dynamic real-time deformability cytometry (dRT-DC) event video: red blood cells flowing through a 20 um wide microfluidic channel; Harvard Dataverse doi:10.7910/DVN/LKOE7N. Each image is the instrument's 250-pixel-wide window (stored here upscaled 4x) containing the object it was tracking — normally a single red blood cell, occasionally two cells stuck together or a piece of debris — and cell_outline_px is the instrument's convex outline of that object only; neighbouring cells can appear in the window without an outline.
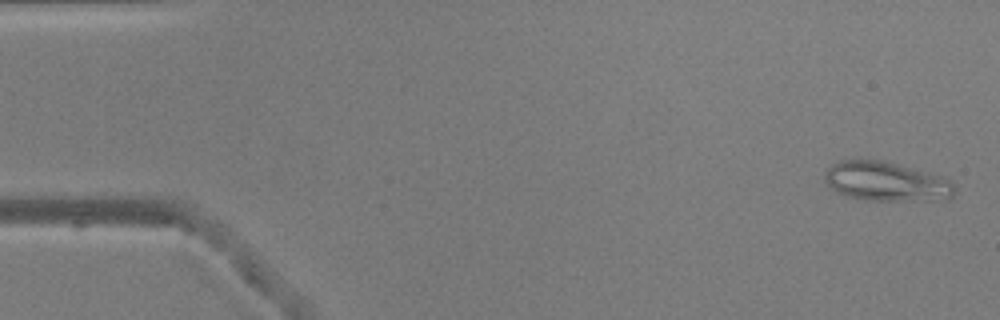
{"species": "common noctule bat (a hibernating species)", "species_latin": "Nyctalus noctula", "temperature_condition": "warm", "stored_images_in_passage": 52, "camera_frame_rate_fps": 3000, "um_per_image_px": 0.085, "animal": {"sex": "male", "body_mass_g": 20.5, "forearm_length_mm": 52.5}, "frame": {"image": 1, "passage_image": 2, "time_ms": 0.333, "image_size_px": [1000, 320], "cell_outline_px": [[956, 192], [952, 196], [896, 200], [864, 200], [848, 196], [832, 188], [824, 180], [824, 172], [832, 164], [840, 160], [880, 160], [896, 164], [936, 176], [948, 180], [956, 188]], "centroid_in_image_um": [75.2, 15.41], "position_along_channel_um": 9.8, "area_um2": 28.44}}
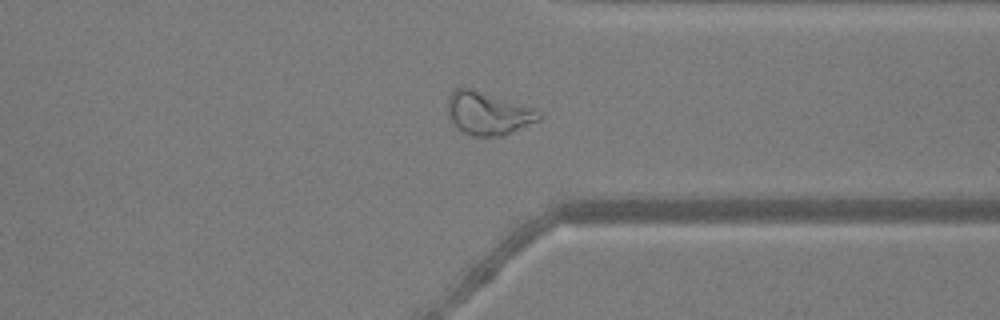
{"frame": {"image": 2, "passage_image": 40, "time_ms": 13.0, "image_size_px": [1000, 320], "cell_outline_px": [[544, 116], [540, 120], [500, 136], [472, 136], [464, 132], [448, 116], [448, 96], [456, 88], [472, 88], [536, 108], [544, 112]], "centroid_in_image_um": [41.54, 9.61], "position_along_channel_um": 369.9, "area_um2": 22.83}}
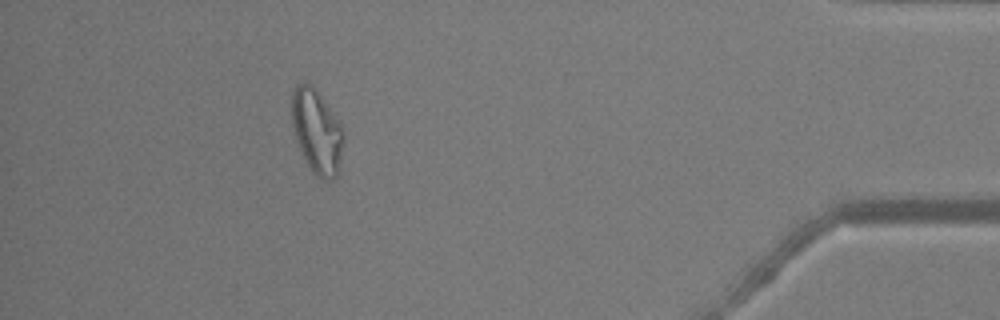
{"frame": {"image": 3, "passage_image": 47, "time_ms": 15.333, "image_size_px": [1000, 320], "cell_outline_px": [[344, 136], [340, 168], [336, 176], [332, 180], [324, 180], [316, 176], [312, 172], [296, 140], [292, 124], [292, 92], [296, 84], [312, 84], [316, 88], [340, 124]], "centroid_in_image_um": [26.94, 11.2], "position_along_channel_um": 408.3, "area_um2": 25.2}, "authors_computed_cell_mechanics": {"area_um2": 23.8714, "velocity_mm_per_s": 3.8905, "shape_relaxation_time_tau1_ms": null, "shape_relaxation_time_tau2_ms": 3.0752, "deformation_change_tau1": null, "deformation_change_tau2": 0.0515}}